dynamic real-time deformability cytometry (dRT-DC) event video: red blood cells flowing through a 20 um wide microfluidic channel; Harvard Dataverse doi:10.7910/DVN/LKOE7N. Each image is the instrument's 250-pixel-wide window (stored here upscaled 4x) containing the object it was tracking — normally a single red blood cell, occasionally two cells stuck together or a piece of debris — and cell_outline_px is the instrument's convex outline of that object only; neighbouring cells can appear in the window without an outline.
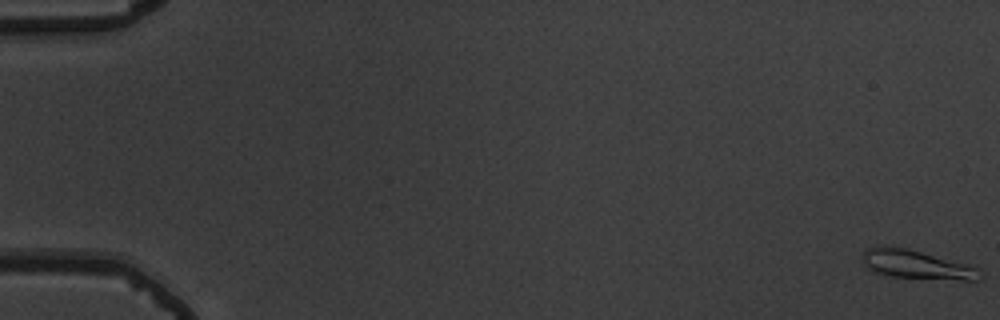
{"species": "common noctule bat (a hibernating species)", "species_latin": "Nyctalus noctula", "temperature_condition": "warm", "stored_images_in_passage": 55, "camera_frame_rate_fps": 3000, "um_per_image_px": 0.085, "animal": {"sex": "male", "body_mass_g": 19.5, "forearm_length_mm": 54.6}, "frame": {"image": 1, "passage_image": 1, "time_ms": 0.0, "image_size_px": [1000, 320], "cell_outline_px": [[984, 276], [976, 280], [964, 280], [892, 276], [876, 272], [868, 268], [860, 260], [860, 256], [868, 248], [876, 244], [892, 244], [908, 248], [968, 264], [980, 268]], "centroid_in_image_um": [77.87, 22.44], "position_along_channel_um": 7.1, "area_um2": 20.17}}
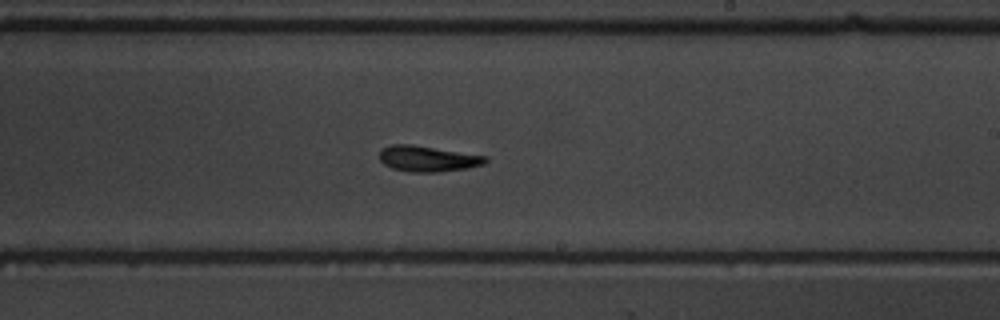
{"frame": {"image": 2, "passage_image": 34, "time_ms": 11.0, "image_size_px": [1000, 320], "cell_outline_px": [[488, 160], [484, 164], [468, 168], [440, 172], [412, 172], [392, 168], [384, 164], [380, 160], [380, 148], [392, 144], [412, 144], [488, 156]], "centroid_in_image_um": [36.37, 13.48], "position_along_channel_um": 252.6, "area_um2": 16.07}}
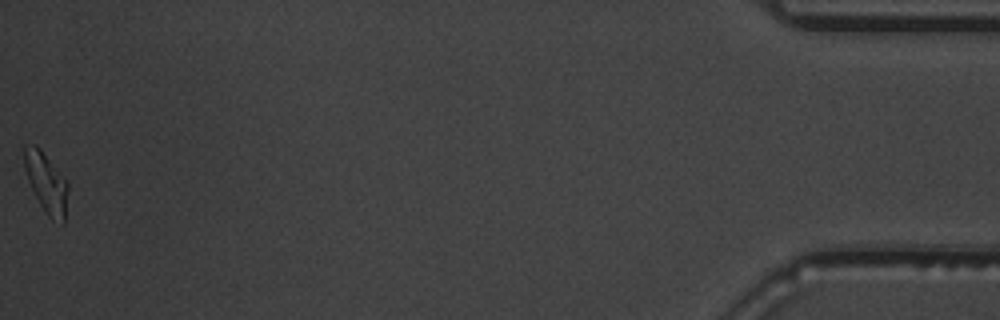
{"frame": {"image": 3, "passage_image": 55, "time_ms": 18.0, "image_size_px": [1000, 320], "cell_outline_px": [[68, 188], [64, 224], [52, 220], [48, 216], [40, 204], [28, 180], [24, 168], [24, 148], [32, 144], [36, 144], [40, 148], [68, 180]], "centroid_in_image_um": [3.96, 15.53], "position_along_channel_um": 431.2, "area_um2": 15.32}, "authors_computed_cell_mechanics": {"area_um2": 15.895, "velocity_mm_per_s": 3.8284, "shape_relaxation_time_tau1_ms": 2.5663, "shape_relaxation_time_tau2_ms": 2.6839, "deformation_change_tau1": 0.1205, "deformation_change_tau2": 0.1075}}